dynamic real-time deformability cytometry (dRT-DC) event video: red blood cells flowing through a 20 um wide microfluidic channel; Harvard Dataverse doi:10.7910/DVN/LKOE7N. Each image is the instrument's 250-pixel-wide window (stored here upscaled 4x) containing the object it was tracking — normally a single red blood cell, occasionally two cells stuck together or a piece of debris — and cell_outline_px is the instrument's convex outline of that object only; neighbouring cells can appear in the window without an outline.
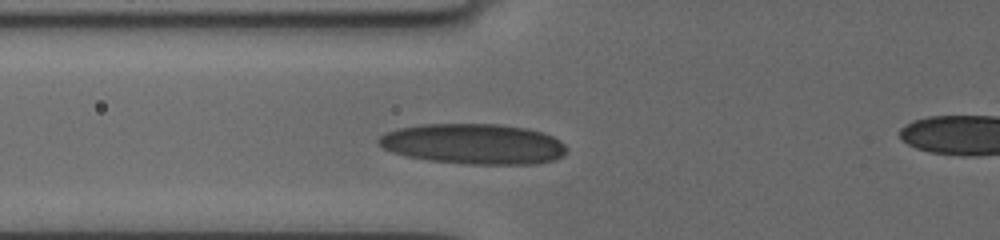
{"species": "human", "species_latin": "Homo sapiens", "temperature_condition": "cold", "stored_images_in_passage": 4, "camera_frame_rate_fps": 3000, "um_per_image_px": 0.085, "donor": {"sex": "female"}, "frame": {"image": 1, "passage_image": 4, "time_ms": 3.667, "image_size_px": [1000, 240], "cell_outline_px": [[568, 148], [564, 156], [556, 160], [536, 164], [464, 164], [428, 160], [408, 156], [392, 152], [384, 148], [376, 140], [380, 136], [388, 132], [400, 128], [424, 124], [496, 124], [524, 128], [540, 132], [552, 136], [560, 140]], "centroid_in_image_um": [40.29, 12.25], "position_along_channel_um": 85.5, "area_um2": 44.22}}